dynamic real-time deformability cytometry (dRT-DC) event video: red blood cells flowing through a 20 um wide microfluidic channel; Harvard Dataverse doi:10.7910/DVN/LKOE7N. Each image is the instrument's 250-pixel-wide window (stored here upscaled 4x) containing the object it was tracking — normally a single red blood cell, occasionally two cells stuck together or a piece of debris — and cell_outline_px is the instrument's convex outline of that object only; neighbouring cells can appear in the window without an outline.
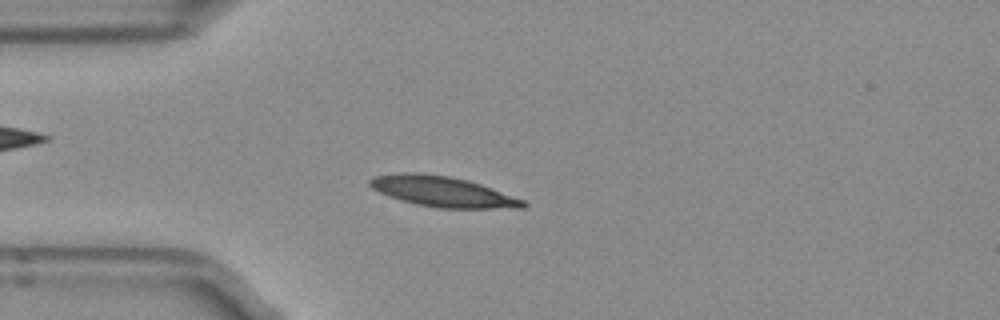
{"species": "Egyptian fruit bat (a non-hibernating species)", "species_latin": "Rousettus aegyptiacus", "temperature_condition": "room temperature", "stored_images_in_passage": 50, "camera_frame_rate_fps": 3000, "um_per_image_px": 0.085, "frame": {"image": 1, "passage_image": 12, "time_ms": 3.667, "image_size_px": [1000, 320], "cell_outline_px": [[528, 204], [524, 208], [436, 208], [416, 204], [400, 200], [388, 196], [372, 188], [368, 184], [368, 180], [372, 176], [404, 172], [416, 172], [448, 176], [468, 180], [480, 184], [524, 200]], "centroid_in_image_um": [37.58, 16.28], "position_along_channel_um": 47.4, "area_um2": 27.17}}
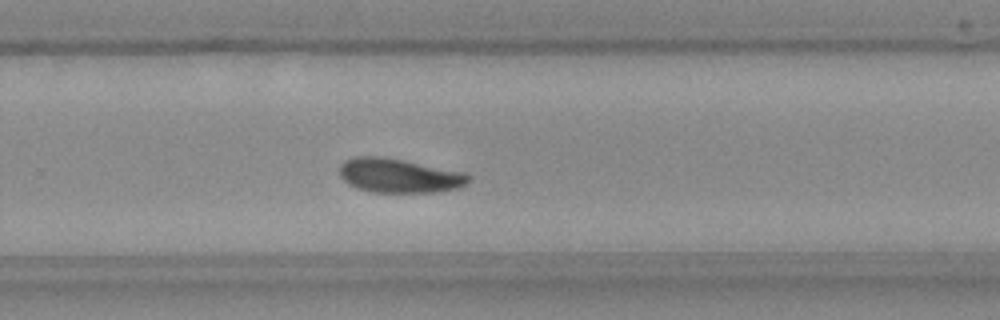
{"frame": {"image": 2, "passage_image": 32, "time_ms": 10.333, "image_size_px": [1000, 320], "cell_outline_px": [[472, 180], [468, 184], [460, 188], [440, 192], [372, 192], [356, 188], [348, 184], [340, 176], [340, 164], [344, 160], [356, 156], [376, 156], [400, 160], [468, 172], [472, 176]], "centroid_in_image_um": [33.99, 14.94], "position_along_channel_um": 295.8, "area_um2": 26.01}}
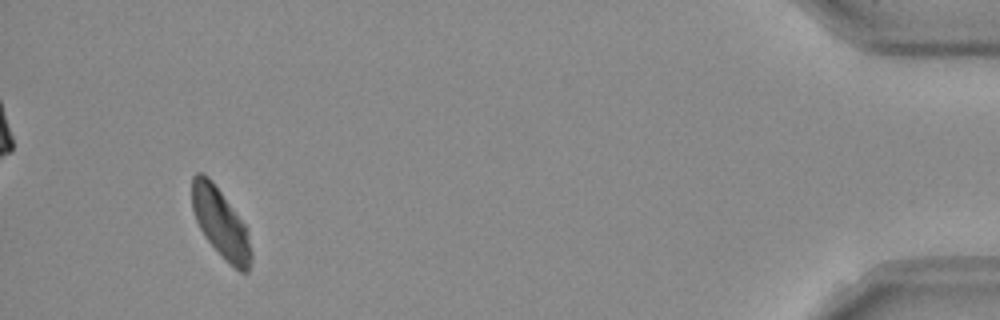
{"frame": {"image": 3, "passage_image": 47, "time_ms": 15.333, "image_size_px": [1000, 320], "cell_outline_px": [[252, 256], [248, 272], [240, 272], [204, 236], [196, 220], [192, 208], [192, 176], [196, 172], [200, 172], [208, 176], [244, 224], [252, 252]], "centroid_in_image_um": [18.73, 18.92], "position_along_channel_um": 416.5, "area_um2": 22.95}, "authors_computed_cell_mechanics": {"area_um2": 25.4031, "velocity_mm_per_s": 3.9045, "shape_relaxation_time_tau1_ms": 8.6048, "shape_relaxation_time_tau2_ms": 5.1375, "deformation_change_tau1": 0.1915, "deformation_change_tau2": 0.0793}}